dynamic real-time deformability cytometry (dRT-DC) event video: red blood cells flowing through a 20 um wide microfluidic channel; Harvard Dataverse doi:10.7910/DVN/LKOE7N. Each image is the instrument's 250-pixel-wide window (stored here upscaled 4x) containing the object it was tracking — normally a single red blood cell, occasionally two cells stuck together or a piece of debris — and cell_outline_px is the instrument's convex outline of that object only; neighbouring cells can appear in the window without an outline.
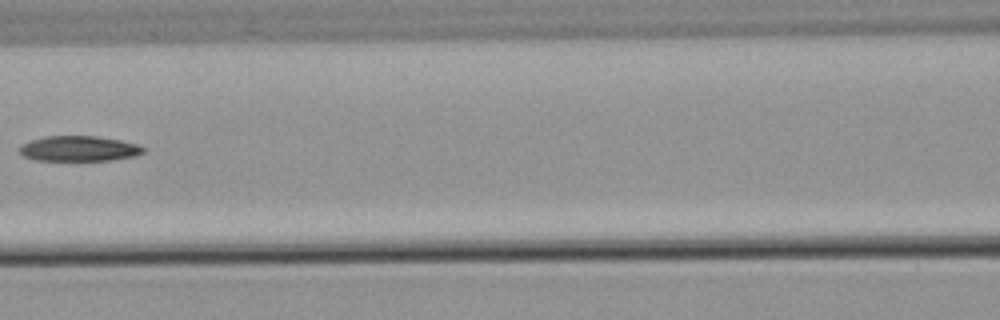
{"species": "common noctule bat (a hibernating species)", "species_latin": "Nyctalus noctula", "temperature_condition": "warm", "stored_images_in_passage": 5, "camera_frame_rate_fps": 3000, "um_per_image_px": 0.085, "animal": {"sex": "male", "body_mass_g": 21.5, "forearm_length_mm": 52.0}, "frame": {"image": 1, "passage_image": 5, "time_ms": 7.333, "image_size_px": [1000, 320], "cell_outline_px": [[148, 148], [144, 152], [136, 156], [112, 160], [36, 160], [24, 156], [20, 152], [20, 148], [24, 144], [32, 140], [44, 136], [96, 136], [120, 140], [136, 144]], "centroid_in_image_um": [6.78, 12.63], "position_along_channel_um": 159.8, "area_um2": 18.15}}